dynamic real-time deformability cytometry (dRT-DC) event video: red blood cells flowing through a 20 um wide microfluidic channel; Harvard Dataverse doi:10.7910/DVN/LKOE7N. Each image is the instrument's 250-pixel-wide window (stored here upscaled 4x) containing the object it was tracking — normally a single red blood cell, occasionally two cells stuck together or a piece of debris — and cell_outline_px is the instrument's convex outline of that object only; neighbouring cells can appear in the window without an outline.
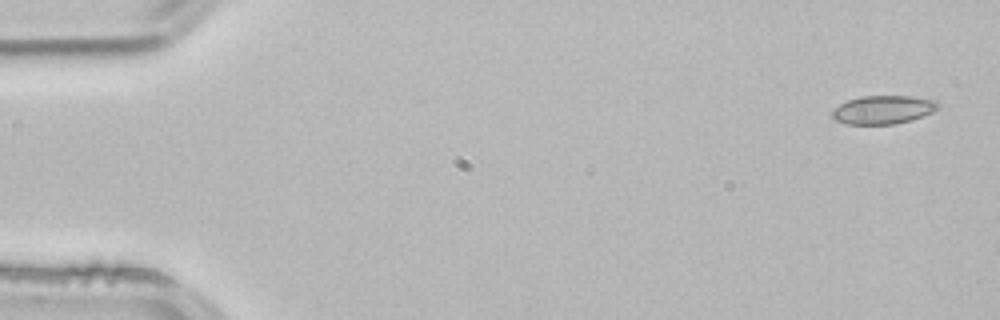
{"species": "common noctule bat (a hibernating species)", "species_latin": "Nyctalus noctula", "temperature_condition": "room temperature", "stored_images_in_passage": 3, "camera_frame_rate_fps": 3000, "um_per_image_px": 0.085, "animal": {"sex": "male", "body_mass_g": 21.5, "forearm_length_mm": 52.0}, "frame": {"image": 1, "passage_image": 1, "time_ms": 0.0, "image_size_px": [1000, 320], "cell_outline_px": [[940, 108], [932, 112], [912, 120], [896, 124], [848, 124], [836, 120], [832, 116], [832, 112], [840, 104], [848, 100], [860, 96], [908, 96], [936, 100], [940, 104]], "centroid_in_image_um": [75.11, 9.32], "position_along_channel_um": 9.9, "area_um2": 17.51}}
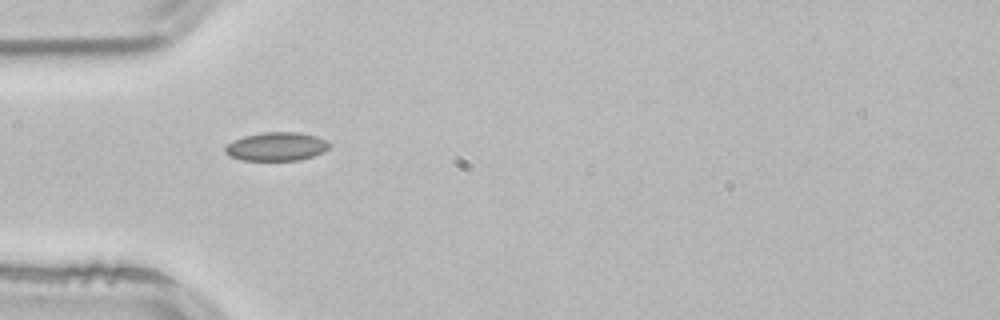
{"frame": {"image": 2, "passage_image": 3, "time_ms": 0.667, "image_size_px": [1000, 320], "cell_outline_px": [[332, 144], [324, 152], [300, 160], [240, 160], [228, 156], [224, 152], [224, 148], [232, 140], [244, 136], [264, 132], [300, 132], [316, 136]], "centroid_in_image_um": [23.48, 12.46], "position_along_channel_um": 61.5, "area_um2": 17.46}}